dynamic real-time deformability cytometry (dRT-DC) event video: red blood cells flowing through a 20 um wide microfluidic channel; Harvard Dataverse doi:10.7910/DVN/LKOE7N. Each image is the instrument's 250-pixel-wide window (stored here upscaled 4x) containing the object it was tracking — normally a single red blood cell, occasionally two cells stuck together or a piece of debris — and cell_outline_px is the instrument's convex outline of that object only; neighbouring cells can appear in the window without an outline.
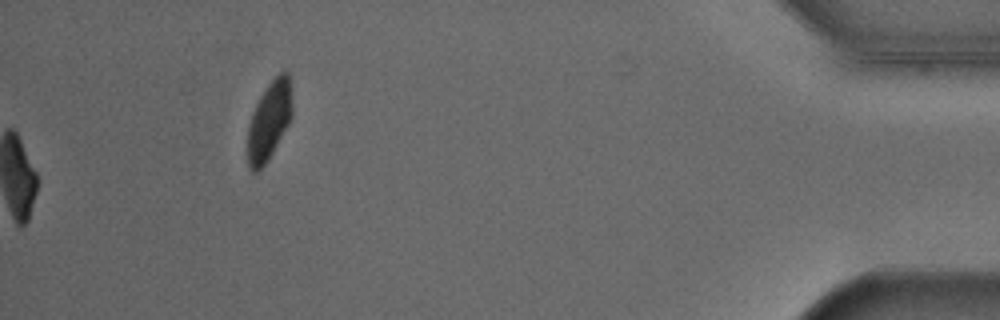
{"species": "Egyptian fruit bat (a non-hibernating species)", "species_latin": "Rousettus aegyptiacus", "temperature_condition": "cold", "stored_images_in_passage": 40, "camera_frame_rate_fps": 3000, "um_per_image_px": 0.085, "animal": {"sex": "male"}, "frame": {"image": 1, "passage_image": 40, "time_ms": 13.0, "image_size_px": [1000, 320], "cell_outline_px": [[292, 116], [288, 124], [268, 160], [256, 172], [252, 172], [248, 168], [248, 128], [252, 112], [260, 96], [268, 84], [284, 68], [288, 72], [292, 104]], "centroid_in_image_um": [22.88, 10.24], "position_along_channel_um": 412.3, "area_um2": 20.23}, "authors_computed_cell_mechanics": {"area_um2": 25.2875, "velocity_mm_per_s": 3.859, "shape_relaxation_time_tau1_ms": 3.4346, "shape_relaxation_time_tau2_ms": null, "deformation_change_tau1": 0.0848, "deformation_change_tau2": null}}